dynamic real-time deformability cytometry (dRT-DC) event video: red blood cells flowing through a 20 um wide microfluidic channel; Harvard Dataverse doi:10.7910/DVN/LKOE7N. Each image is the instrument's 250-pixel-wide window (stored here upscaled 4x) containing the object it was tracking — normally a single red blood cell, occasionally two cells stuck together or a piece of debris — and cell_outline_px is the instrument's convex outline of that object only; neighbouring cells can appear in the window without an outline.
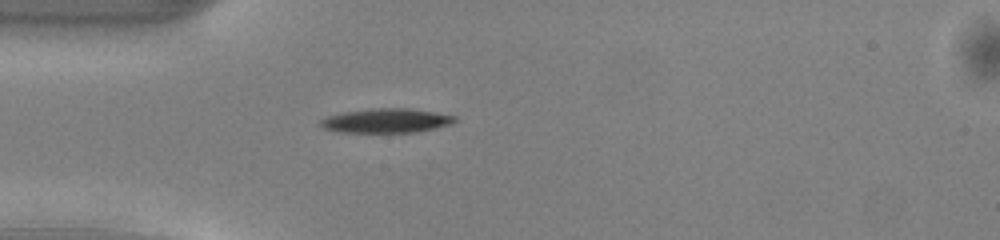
{"species": "common noctule bat (a hibernating species)", "species_latin": "Nyctalus noctula", "temperature_condition": "warm", "stored_images_in_passage": 37, "camera_frame_rate_fps": 3000, "um_per_image_px": 0.085, "animal": {"sex": "male", "body_mass_g": 13.0, "forearm_length_mm": 53.1}, "frame": {"image": 1, "passage_image": 1, "time_ms": 0.0, "image_size_px": [1000, 240], "cell_outline_px": [[456, 120], [452, 124], [436, 128], [416, 132], [336, 132], [324, 128], [320, 124], [320, 120], [328, 116], [344, 112], [372, 108], [408, 108], [456, 116]], "centroid_in_image_um": [32.83, 10.26], "position_along_channel_um": 52.2, "area_um2": 18.9}}
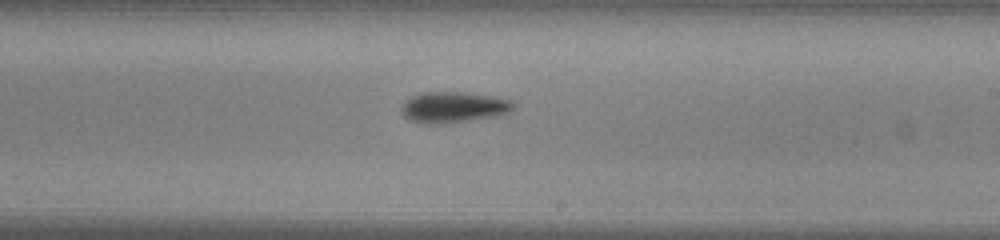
{"frame": {"image": 2, "passage_image": 16, "time_ms": 5.0, "image_size_px": [1000, 240], "cell_outline_px": [[516, 104], [508, 112], [496, 116], [444, 124], [428, 124], [408, 120], [400, 112], [400, 104], [404, 100], [420, 92], [464, 92], [492, 96], [512, 100]], "centroid_in_image_um": [38.48, 9.11], "position_along_channel_um": 250.5, "area_um2": 20.46}}
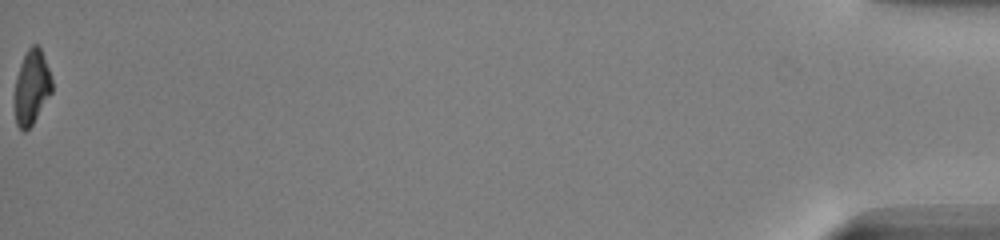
{"frame": {"image": 3, "passage_image": 37, "time_ms": 12.0, "image_size_px": [1000, 240], "cell_outline_px": [[52, 92], [32, 124], [24, 132], [16, 124], [16, 80], [20, 64], [28, 48], [32, 44], [36, 44], [40, 48], [48, 68], [52, 80]], "centroid_in_image_um": [2.71, 7.4], "position_along_channel_um": 432.5, "area_um2": 15.66}, "authors_computed_cell_mechanics": {"area_um2": 18.8428, "velocity_mm_per_s": 4.144, "shape_relaxation_time_tau1_ms": 2.002, "shape_relaxation_time_tau2_ms": null, "deformation_change_tau1": 0.1536, "deformation_change_tau2": null}}